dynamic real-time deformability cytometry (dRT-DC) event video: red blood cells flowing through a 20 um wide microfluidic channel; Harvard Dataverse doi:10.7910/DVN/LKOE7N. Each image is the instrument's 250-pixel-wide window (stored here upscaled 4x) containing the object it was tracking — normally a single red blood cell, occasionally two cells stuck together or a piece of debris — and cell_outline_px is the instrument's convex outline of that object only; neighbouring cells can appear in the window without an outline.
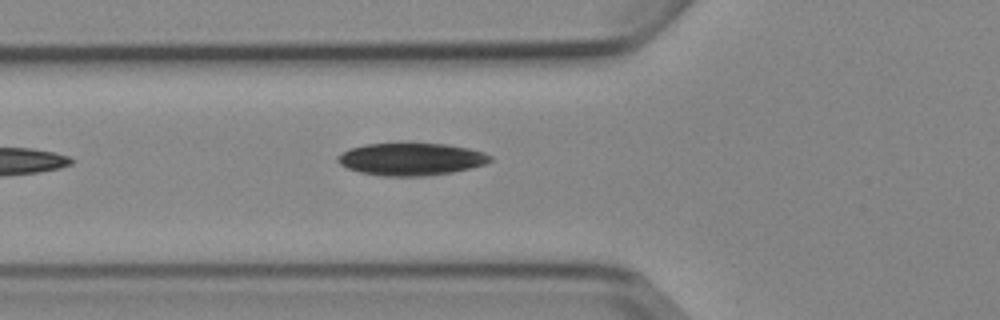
{"species": "Egyptian fruit bat (a non-hibernating species)", "species_latin": "Rousettus aegyptiacus", "temperature_condition": "cold", "stored_images_in_passage": 5, "camera_frame_rate_fps": 3000, "um_per_image_px": 0.085, "animal": {"sex": "female"}, "frame": {"image": 1, "passage_image": 5, "time_ms": 4.667, "image_size_px": [1000, 320], "cell_outline_px": [[492, 160], [484, 164], [452, 172], [424, 176], [384, 176], [360, 172], [348, 168], [340, 164], [336, 160], [336, 156], [352, 148], [364, 144], [444, 144], [468, 148], [484, 152], [492, 156]], "centroid_in_image_um": [34.94, 13.53], "position_along_channel_um": 90.9, "area_um2": 28.44}}